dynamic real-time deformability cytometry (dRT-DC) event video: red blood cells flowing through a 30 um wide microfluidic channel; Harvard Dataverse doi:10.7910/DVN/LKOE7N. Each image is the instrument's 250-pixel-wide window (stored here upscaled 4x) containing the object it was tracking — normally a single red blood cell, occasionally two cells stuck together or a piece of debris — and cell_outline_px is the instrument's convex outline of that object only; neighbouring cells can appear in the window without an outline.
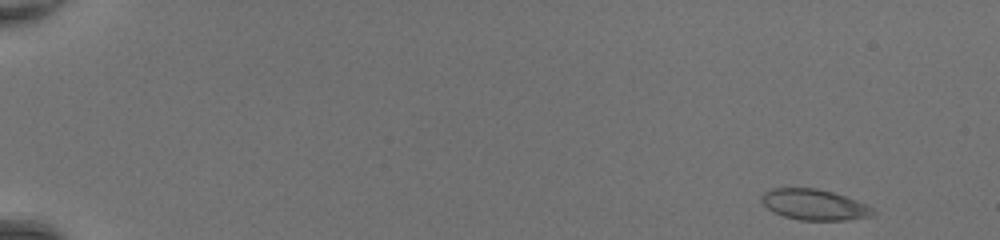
{"species": "common noctule bat (a hibernating species)", "species_latin": "Nyctalus noctula", "temperature_condition": "room temperature", "stored_images_in_passage": 46, "camera_frame_rate_fps": 3000, "um_per_image_px": 0.085, "animal": {"sex": "female", "body_mass_g": 20.0, "forearm_length_mm": 54.0}, "frame": {"image": 1, "passage_image": 1, "time_ms": 0.0, "image_size_px": [1000, 240], "cell_outline_px": [[876, 212], [872, 216], [848, 220], [800, 220], [784, 216], [772, 212], [760, 200], [760, 196], [764, 192], [772, 188], [816, 188], [832, 192], [856, 200], [872, 208]], "centroid_in_image_um": [69.19, 17.4], "position_along_channel_um": 15.8, "area_um2": 19.94}}
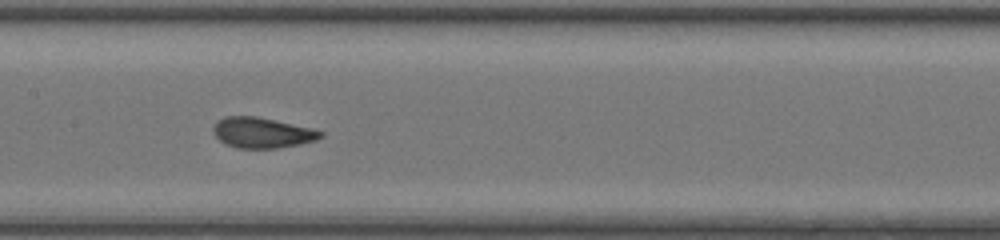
{"frame": {"image": 2, "passage_image": 24, "time_ms": 7.667, "image_size_px": [1000, 240], "cell_outline_px": [[324, 136], [316, 140], [300, 144], [276, 148], [236, 148], [224, 144], [212, 132], [212, 128], [216, 120], [224, 116], [256, 116], [312, 128], [324, 132]], "centroid_in_image_um": [22.25, 11.28], "position_along_channel_um": 185.1, "area_um2": 19.25}}
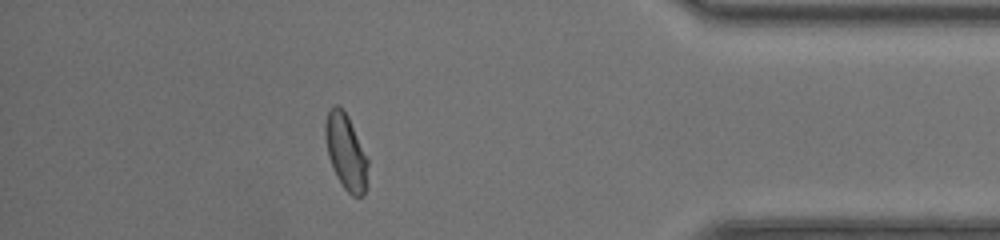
{"frame": {"image": 3, "passage_image": 41, "time_ms": 13.333, "image_size_px": [1000, 240], "cell_outline_px": [[368, 164], [364, 196], [352, 196], [344, 188], [336, 176], [328, 156], [324, 136], [324, 124], [328, 108], [336, 104], [348, 116], [368, 160]], "centroid_in_image_um": [29.36, 12.89], "position_along_channel_um": 405.8, "area_um2": 18.67}, "authors_computed_cell_mechanics": {"area_um2": 19.0451, "velocity_mm_per_s": 4.4114, "shape_relaxation_time_tau1_ms": 3.4916, "shape_relaxation_time_tau2_ms": null, "deformation_change_tau1": 0.1322, "deformation_change_tau2": null}}